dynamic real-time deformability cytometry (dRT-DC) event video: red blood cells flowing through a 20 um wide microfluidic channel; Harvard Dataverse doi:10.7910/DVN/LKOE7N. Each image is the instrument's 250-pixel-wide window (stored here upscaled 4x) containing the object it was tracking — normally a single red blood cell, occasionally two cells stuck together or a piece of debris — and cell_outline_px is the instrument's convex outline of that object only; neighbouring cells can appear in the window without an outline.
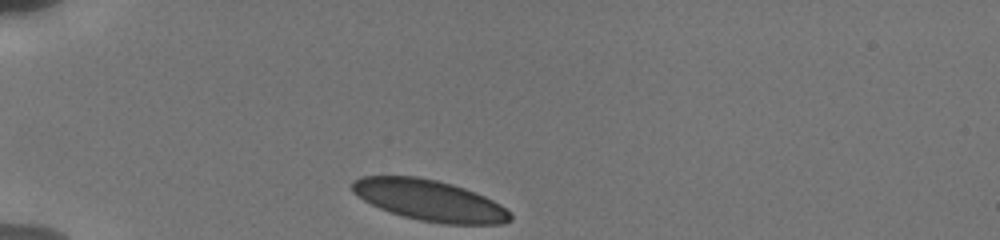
{"species": "human", "species_latin": "Homo sapiens", "temperature_condition": "cold", "stored_images_in_passage": 15, "camera_frame_rate_fps": 3000, "um_per_image_px": 0.085, "donor": {"sex": "male"}, "frame": {"image": 1, "passage_image": 1, "time_ms": 0.0, "image_size_px": [1000, 240], "cell_outline_px": [[512, 220], [504, 224], [444, 224], [420, 220], [404, 216], [380, 208], [356, 196], [352, 192], [352, 180], [360, 176], [416, 176], [436, 180], [452, 184], [464, 188], [484, 196], [500, 204], [512, 216]], "centroid_in_image_um": [36.5, 17.03], "position_along_channel_um": 48.5, "area_um2": 37.57}}
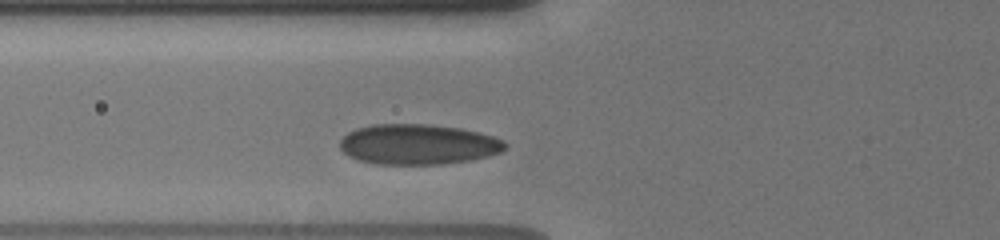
{"frame": {"image": 2, "passage_image": 8, "time_ms": 2.0, "image_size_px": [1000, 240], "cell_outline_px": [[504, 148], [500, 152], [488, 156], [468, 160], [444, 164], [376, 164], [360, 160], [348, 156], [340, 148], [340, 140], [348, 132], [356, 128], [372, 124], [428, 124], [460, 128], [480, 132], [504, 140]], "centroid_in_image_um": [35.51, 12.26], "position_along_channel_um": 90.3, "area_um2": 38.78}}
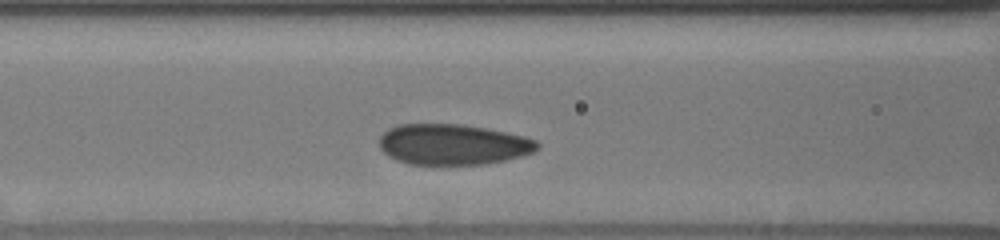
{"frame": {"image": 3, "passage_image": 11, "time_ms": 3.0, "image_size_px": [1000, 240], "cell_outline_px": [[540, 148], [532, 152], [520, 156], [504, 160], [484, 164], [408, 164], [396, 160], [388, 156], [380, 148], [380, 136], [388, 128], [400, 124], [460, 124], [484, 128], [524, 136], [536, 140], [540, 144]], "centroid_in_image_um": [38.48, 12.28], "position_along_channel_um": 128.1, "area_um2": 37.34}}